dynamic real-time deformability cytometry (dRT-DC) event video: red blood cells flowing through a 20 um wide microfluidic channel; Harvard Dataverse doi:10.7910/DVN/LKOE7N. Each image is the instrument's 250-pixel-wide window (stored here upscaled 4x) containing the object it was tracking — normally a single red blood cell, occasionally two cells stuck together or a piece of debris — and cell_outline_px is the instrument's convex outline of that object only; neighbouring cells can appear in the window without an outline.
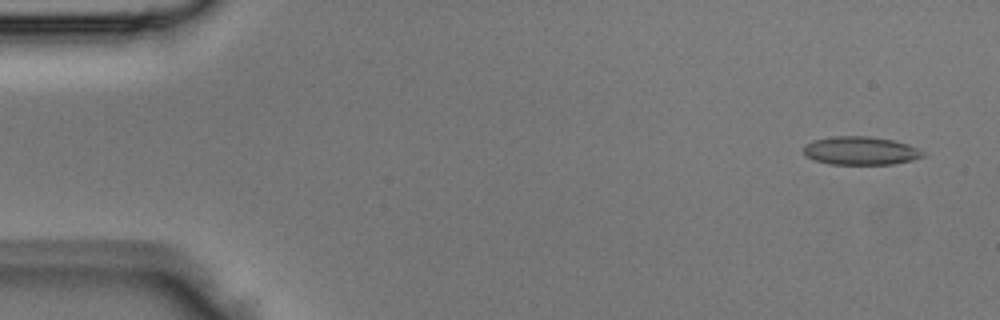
{"species": "Egyptian fruit bat (a non-hibernating species)", "species_latin": "Rousettus aegyptiacus", "temperature_condition": "room temperature", "stored_images_in_passage": 4, "camera_frame_rate_fps": 3000, "um_per_image_px": 0.085, "animal": {"sex": "male"}, "frame": {"image": 1, "passage_image": 1, "time_ms": 0.0, "image_size_px": [1000, 320], "cell_outline_px": [[924, 156], [912, 160], [892, 164], [828, 164], [804, 156], [804, 144], [812, 140], [832, 136], [868, 136], [892, 140], [908, 144], [924, 152]], "centroid_in_image_um": [73.11, 12.81], "position_along_channel_um": 11.9, "area_um2": 19.71}}
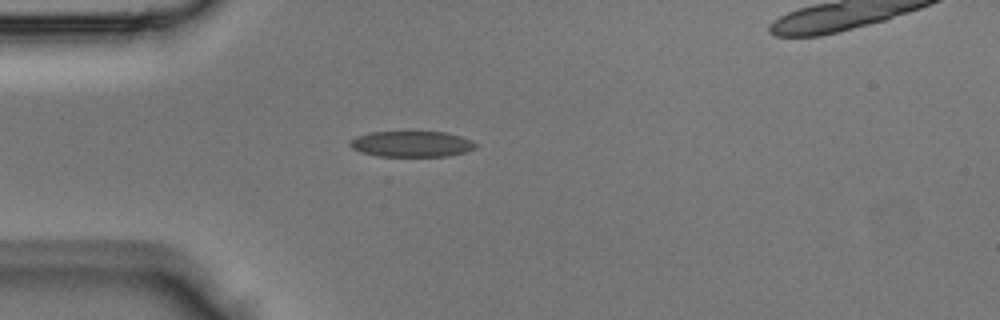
{"frame": {"image": 2, "passage_image": 3, "time_ms": 0.667, "image_size_px": [1000, 320], "cell_outline_px": [[476, 148], [464, 152], [448, 156], [376, 156], [360, 152], [352, 148], [348, 144], [356, 136], [372, 132], [444, 132], [460, 136], [472, 140], [476, 144]], "centroid_in_image_um": [34.98, 12.24], "position_along_channel_um": 50.0, "area_um2": 18.84}}